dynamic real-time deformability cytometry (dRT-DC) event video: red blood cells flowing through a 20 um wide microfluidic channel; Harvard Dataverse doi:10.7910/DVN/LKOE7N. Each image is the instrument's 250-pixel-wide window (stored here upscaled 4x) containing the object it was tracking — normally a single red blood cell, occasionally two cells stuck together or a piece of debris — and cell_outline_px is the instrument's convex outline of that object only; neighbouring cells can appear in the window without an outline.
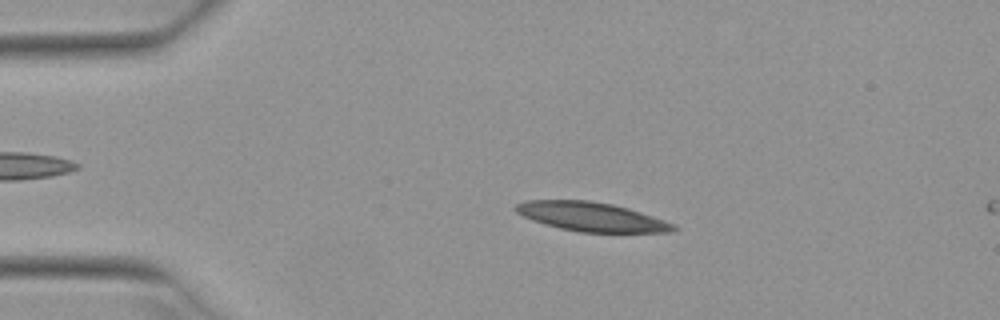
{"species": "Egyptian fruit bat (a non-hibernating species)", "species_latin": "Rousettus aegyptiacus", "temperature_condition": "warm", "stored_images_in_passage": 14, "segment_of_instrument_passage": [1, 2], "camera_frame_rate_fps": 3000, "um_per_image_px": 0.085, "animal": {"sex": "female"}, "frame": {"image": 1, "passage_image": 10, "time_ms": 3.0, "image_size_px": [1000, 320], "cell_outline_px": [[680, 228], [672, 232], [580, 232], [560, 228], [532, 220], [516, 212], [512, 208], [516, 204], [528, 200], [588, 200], [612, 204], [628, 208], [676, 224]], "centroid_in_image_um": [50.29, 18.42], "position_along_channel_um": 34.7, "area_um2": 26.65}}